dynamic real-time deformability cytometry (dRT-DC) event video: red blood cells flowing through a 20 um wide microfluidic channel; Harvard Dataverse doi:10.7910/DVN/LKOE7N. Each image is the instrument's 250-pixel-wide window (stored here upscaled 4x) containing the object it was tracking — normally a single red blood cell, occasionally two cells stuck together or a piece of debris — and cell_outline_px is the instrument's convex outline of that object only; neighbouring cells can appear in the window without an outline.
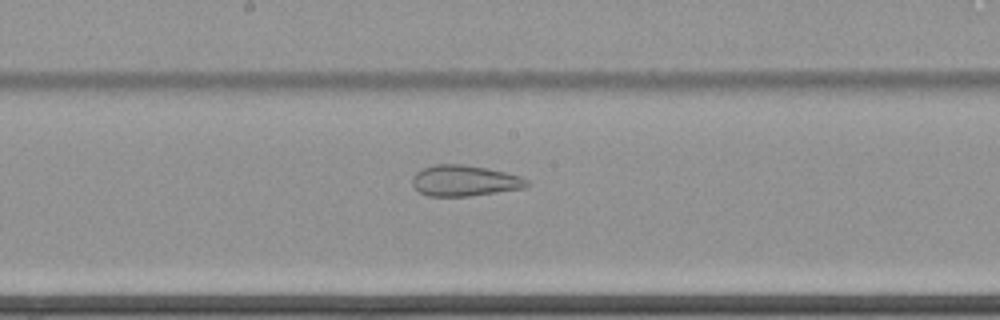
{"species": "common noctule bat (a hibernating species)", "species_latin": "Nyctalus noctula", "temperature_condition": "cold", "stored_images_in_passage": 62, "camera_frame_rate_fps": 3000, "um_per_image_px": 0.085, "animal": {"sex": "female", "body_mass_g": 22.7, "forearm_length_mm": 54.2}, "frame": {"image": 1, "passage_image": 35, "time_ms": 11.333, "image_size_px": [1000, 320], "cell_outline_px": [[532, 184], [524, 188], [468, 196], [428, 196], [420, 192], [412, 184], [412, 176], [416, 172], [424, 168], [436, 164], [464, 164], [488, 168], [520, 176], [528, 180]], "centroid_in_image_um": [39.5, 15.35], "position_along_channel_um": 208.7, "area_um2": 20.63}}
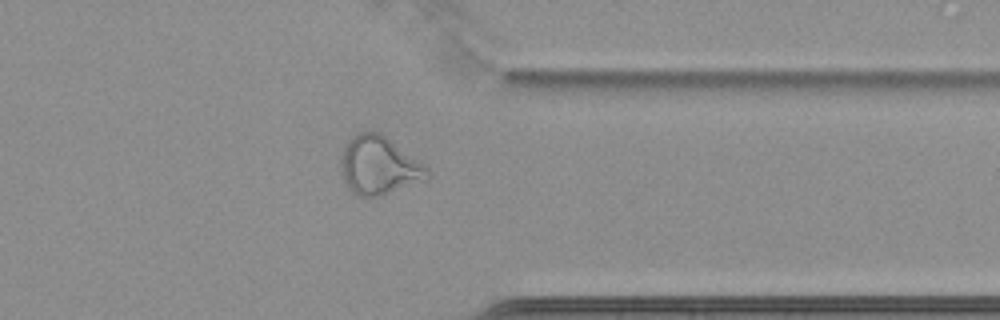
{"frame": {"image": 2, "passage_image": 50, "time_ms": 16.333, "image_size_px": [1000, 320], "cell_outline_px": [[432, 176], [428, 180], [380, 196], [356, 196], [348, 188], [344, 180], [340, 160], [344, 144], [356, 132], [364, 128], [380, 132], [388, 136], [424, 164], [428, 168]], "centroid_in_image_um": [32.23, 14.03], "position_along_channel_um": 379.2, "area_um2": 30.23}}
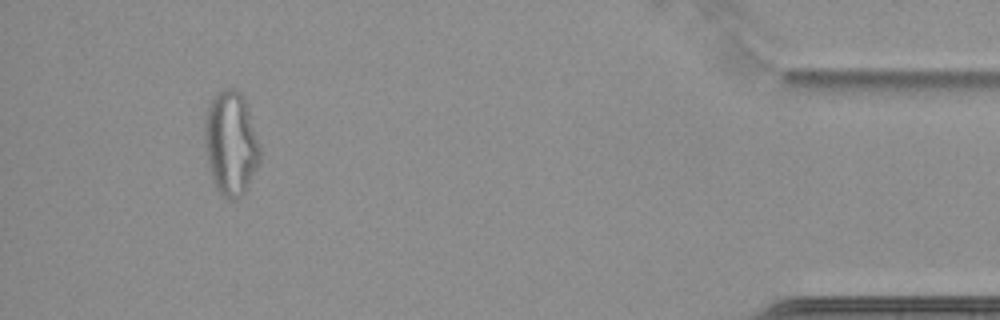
{"frame": {"image": 3, "passage_image": 58, "time_ms": 19.0, "image_size_px": [1000, 320], "cell_outline_px": [[260, 160], [244, 192], [236, 200], [228, 200], [216, 188], [212, 176], [208, 160], [204, 136], [204, 132], [208, 104], [216, 92], [224, 88], [236, 88], [244, 96], [260, 148]], "centroid_in_image_um": [19.62, 12.14], "position_along_channel_um": 415.6, "area_um2": 33.12}}